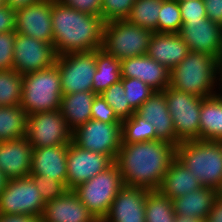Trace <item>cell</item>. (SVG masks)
I'll return each instance as SVG.
<instances>
[{
    "label": "cell",
    "mask_w": 222,
    "mask_h": 222,
    "mask_svg": "<svg viewBox=\"0 0 222 222\" xmlns=\"http://www.w3.org/2000/svg\"><path fill=\"white\" fill-rule=\"evenodd\" d=\"M179 8L182 24L186 21H199L207 18L204 0L179 2Z\"/></svg>",
    "instance_id": "60d3db41"
},
{
    "label": "cell",
    "mask_w": 222,
    "mask_h": 222,
    "mask_svg": "<svg viewBox=\"0 0 222 222\" xmlns=\"http://www.w3.org/2000/svg\"><path fill=\"white\" fill-rule=\"evenodd\" d=\"M100 95L109 104V106L114 109L115 114L121 121L130 118L135 113L127 101L125 89L121 81L112 84Z\"/></svg>",
    "instance_id": "e575fe53"
},
{
    "label": "cell",
    "mask_w": 222,
    "mask_h": 222,
    "mask_svg": "<svg viewBox=\"0 0 222 222\" xmlns=\"http://www.w3.org/2000/svg\"><path fill=\"white\" fill-rule=\"evenodd\" d=\"M148 190L124 186L101 222H146L145 200Z\"/></svg>",
    "instance_id": "ac0fdd59"
},
{
    "label": "cell",
    "mask_w": 222,
    "mask_h": 222,
    "mask_svg": "<svg viewBox=\"0 0 222 222\" xmlns=\"http://www.w3.org/2000/svg\"><path fill=\"white\" fill-rule=\"evenodd\" d=\"M153 32L129 23L126 19L104 24L103 45L109 55L119 61L147 53Z\"/></svg>",
    "instance_id": "8992f818"
},
{
    "label": "cell",
    "mask_w": 222,
    "mask_h": 222,
    "mask_svg": "<svg viewBox=\"0 0 222 222\" xmlns=\"http://www.w3.org/2000/svg\"><path fill=\"white\" fill-rule=\"evenodd\" d=\"M16 12L7 5L0 7V33L15 31Z\"/></svg>",
    "instance_id": "7bdbcfd3"
},
{
    "label": "cell",
    "mask_w": 222,
    "mask_h": 222,
    "mask_svg": "<svg viewBox=\"0 0 222 222\" xmlns=\"http://www.w3.org/2000/svg\"><path fill=\"white\" fill-rule=\"evenodd\" d=\"M189 53V48L178 33H153L146 55L169 71Z\"/></svg>",
    "instance_id": "603a6c76"
},
{
    "label": "cell",
    "mask_w": 222,
    "mask_h": 222,
    "mask_svg": "<svg viewBox=\"0 0 222 222\" xmlns=\"http://www.w3.org/2000/svg\"><path fill=\"white\" fill-rule=\"evenodd\" d=\"M178 2H186V1H193V0H176Z\"/></svg>",
    "instance_id": "11a10c76"
},
{
    "label": "cell",
    "mask_w": 222,
    "mask_h": 222,
    "mask_svg": "<svg viewBox=\"0 0 222 222\" xmlns=\"http://www.w3.org/2000/svg\"><path fill=\"white\" fill-rule=\"evenodd\" d=\"M23 75L13 70L0 71V107L20 105Z\"/></svg>",
    "instance_id": "d6a6232c"
},
{
    "label": "cell",
    "mask_w": 222,
    "mask_h": 222,
    "mask_svg": "<svg viewBox=\"0 0 222 222\" xmlns=\"http://www.w3.org/2000/svg\"><path fill=\"white\" fill-rule=\"evenodd\" d=\"M7 181L8 178L6 177V175L1 172L0 170V195L3 192V190L5 189L6 185H7Z\"/></svg>",
    "instance_id": "681fc988"
},
{
    "label": "cell",
    "mask_w": 222,
    "mask_h": 222,
    "mask_svg": "<svg viewBox=\"0 0 222 222\" xmlns=\"http://www.w3.org/2000/svg\"><path fill=\"white\" fill-rule=\"evenodd\" d=\"M41 0H5V4L13 10L24 8Z\"/></svg>",
    "instance_id": "7dc6e473"
},
{
    "label": "cell",
    "mask_w": 222,
    "mask_h": 222,
    "mask_svg": "<svg viewBox=\"0 0 222 222\" xmlns=\"http://www.w3.org/2000/svg\"><path fill=\"white\" fill-rule=\"evenodd\" d=\"M217 196L222 199V185H221V187L217 190Z\"/></svg>",
    "instance_id": "f5cc1de1"
},
{
    "label": "cell",
    "mask_w": 222,
    "mask_h": 222,
    "mask_svg": "<svg viewBox=\"0 0 222 222\" xmlns=\"http://www.w3.org/2000/svg\"><path fill=\"white\" fill-rule=\"evenodd\" d=\"M121 80L120 61L104 49H96V72L92 91L101 94L108 87Z\"/></svg>",
    "instance_id": "83f0119b"
},
{
    "label": "cell",
    "mask_w": 222,
    "mask_h": 222,
    "mask_svg": "<svg viewBox=\"0 0 222 222\" xmlns=\"http://www.w3.org/2000/svg\"><path fill=\"white\" fill-rule=\"evenodd\" d=\"M173 201L163 196L158 190L148 191L145 200L146 222H174Z\"/></svg>",
    "instance_id": "4dcf8cb0"
},
{
    "label": "cell",
    "mask_w": 222,
    "mask_h": 222,
    "mask_svg": "<svg viewBox=\"0 0 222 222\" xmlns=\"http://www.w3.org/2000/svg\"><path fill=\"white\" fill-rule=\"evenodd\" d=\"M67 151L68 145L33 148L29 175L51 177L67 185Z\"/></svg>",
    "instance_id": "7402d4cb"
},
{
    "label": "cell",
    "mask_w": 222,
    "mask_h": 222,
    "mask_svg": "<svg viewBox=\"0 0 222 222\" xmlns=\"http://www.w3.org/2000/svg\"><path fill=\"white\" fill-rule=\"evenodd\" d=\"M53 47L56 55L102 49V17L83 13L52 0Z\"/></svg>",
    "instance_id": "7a4b0ae2"
},
{
    "label": "cell",
    "mask_w": 222,
    "mask_h": 222,
    "mask_svg": "<svg viewBox=\"0 0 222 222\" xmlns=\"http://www.w3.org/2000/svg\"><path fill=\"white\" fill-rule=\"evenodd\" d=\"M121 78H136L155 91L170 85V71L146 54L120 61Z\"/></svg>",
    "instance_id": "e0dca14e"
},
{
    "label": "cell",
    "mask_w": 222,
    "mask_h": 222,
    "mask_svg": "<svg viewBox=\"0 0 222 222\" xmlns=\"http://www.w3.org/2000/svg\"><path fill=\"white\" fill-rule=\"evenodd\" d=\"M136 113L154 126L156 140H163L177 147L173 119L168 111L163 91H155Z\"/></svg>",
    "instance_id": "44dd1931"
},
{
    "label": "cell",
    "mask_w": 222,
    "mask_h": 222,
    "mask_svg": "<svg viewBox=\"0 0 222 222\" xmlns=\"http://www.w3.org/2000/svg\"><path fill=\"white\" fill-rule=\"evenodd\" d=\"M218 75V62L214 56L189 51L187 56L170 71L169 86L206 98L218 93Z\"/></svg>",
    "instance_id": "3957f363"
},
{
    "label": "cell",
    "mask_w": 222,
    "mask_h": 222,
    "mask_svg": "<svg viewBox=\"0 0 222 222\" xmlns=\"http://www.w3.org/2000/svg\"><path fill=\"white\" fill-rule=\"evenodd\" d=\"M0 222H41L40 218H36L30 215H1Z\"/></svg>",
    "instance_id": "bcb514c9"
},
{
    "label": "cell",
    "mask_w": 222,
    "mask_h": 222,
    "mask_svg": "<svg viewBox=\"0 0 222 222\" xmlns=\"http://www.w3.org/2000/svg\"><path fill=\"white\" fill-rule=\"evenodd\" d=\"M217 197V190L202 186L200 189L174 198V212L180 216H193L207 220L210 209Z\"/></svg>",
    "instance_id": "d4e9b609"
},
{
    "label": "cell",
    "mask_w": 222,
    "mask_h": 222,
    "mask_svg": "<svg viewBox=\"0 0 222 222\" xmlns=\"http://www.w3.org/2000/svg\"><path fill=\"white\" fill-rule=\"evenodd\" d=\"M217 94L222 98V70H219V75H218V93Z\"/></svg>",
    "instance_id": "816d5d0a"
},
{
    "label": "cell",
    "mask_w": 222,
    "mask_h": 222,
    "mask_svg": "<svg viewBox=\"0 0 222 222\" xmlns=\"http://www.w3.org/2000/svg\"><path fill=\"white\" fill-rule=\"evenodd\" d=\"M201 187V183L191 174V171L175 158L163 176L158 191L163 196L173 200L174 198L198 190Z\"/></svg>",
    "instance_id": "cb8c5ba5"
},
{
    "label": "cell",
    "mask_w": 222,
    "mask_h": 222,
    "mask_svg": "<svg viewBox=\"0 0 222 222\" xmlns=\"http://www.w3.org/2000/svg\"><path fill=\"white\" fill-rule=\"evenodd\" d=\"M114 163L109 155L85 150L70 142L67 151L68 190L92 179Z\"/></svg>",
    "instance_id": "5bb4252c"
},
{
    "label": "cell",
    "mask_w": 222,
    "mask_h": 222,
    "mask_svg": "<svg viewBox=\"0 0 222 222\" xmlns=\"http://www.w3.org/2000/svg\"><path fill=\"white\" fill-rule=\"evenodd\" d=\"M161 4L162 0H136L126 20L136 26L157 33Z\"/></svg>",
    "instance_id": "f546056e"
},
{
    "label": "cell",
    "mask_w": 222,
    "mask_h": 222,
    "mask_svg": "<svg viewBox=\"0 0 222 222\" xmlns=\"http://www.w3.org/2000/svg\"><path fill=\"white\" fill-rule=\"evenodd\" d=\"M208 222H222V199L218 196L210 209L208 215Z\"/></svg>",
    "instance_id": "f6af8a7d"
},
{
    "label": "cell",
    "mask_w": 222,
    "mask_h": 222,
    "mask_svg": "<svg viewBox=\"0 0 222 222\" xmlns=\"http://www.w3.org/2000/svg\"><path fill=\"white\" fill-rule=\"evenodd\" d=\"M51 8L52 0H41L16 9V33L53 45Z\"/></svg>",
    "instance_id": "9a60e30c"
},
{
    "label": "cell",
    "mask_w": 222,
    "mask_h": 222,
    "mask_svg": "<svg viewBox=\"0 0 222 222\" xmlns=\"http://www.w3.org/2000/svg\"><path fill=\"white\" fill-rule=\"evenodd\" d=\"M168 111L173 119L177 146L200 139L199 115L203 98L168 86L164 91Z\"/></svg>",
    "instance_id": "ba28073f"
},
{
    "label": "cell",
    "mask_w": 222,
    "mask_h": 222,
    "mask_svg": "<svg viewBox=\"0 0 222 222\" xmlns=\"http://www.w3.org/2000/svg\"><path fill=\"white\" fill-rule=\"evenodd\" d=\"M44 207L45 202L30 176L8 179L0 195L1 215L22 214L41 218Z\"/></svg>",
    "instance_id": "30bf717a"
},
{
    "label": "cell",
    "mask_w": 222,
    "mask_h": 222,
    "mask_svg": "<svg viewBox=\"0 0 222 222\" xmlns=\"http://www.w3.org/2000/svg\"><path fill=\"white\" fill-rule=\"evenodd\" d=\"M72 143L85 150L109 155L115 161L122 144L121 123L91 119L73 130Z\"/></svg>",
    "instance_id": "7c38bea8"
},
{
    "label": "cell",
    "mask_w": 222,
    "mask_h": 222,
    "mask_svg": "<svg viewBox=\"0 0 222 222\" xmlns=\"http://www.w3.org/2000/svg\"><path fill=\"white\" fill-rule=\"evenodd\" d=\"M16 31L0 33V71L13 70Z\"/></svg>",
    "instance_id": "f35d334b"
},
{
    "label": "cell",
    "mask_w": 222,
    "mask_h": 222,
    "mask_svg": "<svg viewBox=\"0 0 222 222\" xmlns=\"http://www.w3.org/2000/svg\"><path fill=\"white\" fill-rule=\"evenodd\" d=\"M199 116L200 139L222 141V98L218 94L203 98Z\"/></svg>",
    "instance_id": "4316f807"
},
{
    "label": "cell",
    "mask_w": 222,
    "mask_h": 222,
    "mask_svg": "<svg viewBox=\"0 0 222 222\" xmlns=\"http://www.w3.org/2000/svg\"><path fill=\"white\" fill-rule=\"evenodd\" d=\"M96 95L93 91L62 95L60 112L72 130L91 120V106Z\"/></svg>",
    "instance_id": "484cf974"
},
{
    "label": "cell",
    "mask_w": 222,
    "mask_h": 222,
    "mask_svg": "<svg viewBox=\"0 0 222 222\" xmlns=\"http://www.w3.org/2000/svg\"><path fill=\"white\" fill-rule=\"evenodd\" d=\"M207 18L222 27V0H204Z\"/></svg>",
    "instance_id": "ee69618b"
},
{
    "label": "cell",
    "mask_w": 222,
    "mask_h": 222,
    "mask_svg": "<svg viewBox=\"0 0 222 222\" xmlns=\"http://www.w3.org/2000/svg\"><path fill=\"white\" fill-rule=\"evenodd\" d=\"M27 117L21 105L0 107V141L25 137Z\"/></svg>",
    "instance_id": "f1b7e54d"
},
{
    "label": "cell",
    "mask_w": 222,
    "mask_h": 222,
    "mask_svg": "<svg viewBox=\"0 0 222 222\" xmlns=\"http://www.w3.org/2000/svg\"><path fill=\"white\" fill-rule=\"evenodd\" d=\"M41 222H100L73 190L45 203Z\"/></svg>",
    "instance_id": "d6986e66"
},
{
    "label": "cell",
    "mask_w": 222,
    "mask_h": 222,
    "mask_svg": "<svg viewBox=\"0 0 222 222\" xmlns=\"http://www.w3.org/2000/svg\"><path fill=\"white\" fill-rule=\"evenodd\" d=\"M182 26L179 2L162 0L158 16L157 33H178Z\"/></svg>",
    "instance_id": "836d02e7"
},
{
    "label": "cell",
    "mask_w": 222,
    "mask_h": 222,
    "mask_svg": "<svg viewBox=\"0 0 222 222\" xmlns=\"http://www.w3.org/2000/svg\"><path fill=\"white\" fill-rule=\"evenodd\" d=\"M62 95L92 91L96 72V50L75 52L56 57Z\"/></svg>",
    "instance_id": "9c48e42d"
},
{
    "label": "cell",
    "mask_w": 222,
    "mask_h": 222,
    "mask_svg": "<svg viewBox=\"0 0 222 222\" xmlns=\"http://www.w3.org/2000/svg\"><path fill=\"white\" fill-rule=\"evenodd\" d=\"M52 44L16 33L13 69L22 75L47 69L56 62Z\"/></svg>",
    "instance_id": "4fadbf2b"
},
{
    "label": "cell",
    "mask_w": 222,
    "mask_h": 222,
    "mask_svg": "<svg viewBox=\"0 0 222 222\" xmlns=\"http://www.w3.org/2000/svg\"><path fill=\"white\" fill-rule=\"evenodd\" d=\"M217 62H218L219 70H222V28H221V45H220V50L217 57Z\"/></svg>",
    "instance_id": "f907efd6"
},
{
    "label": "cell",
    "mask_w": 222,
    "mask_h": 222,
    "mask_svg": "<svg viewBox=\"0 0 222 222\" xmlns=\"http://www.w3.org/2000/svg\"><path fill=\"white\" fill-rule=\"evenodd\" d=\"M176 158V146L163 140L122 143L115 159L124 186L158 190Z\"/></svg>",
    "instance_id": "6da1fadb"
},
{
    "label": "cell",
    "mask_w": 222,
    "mask_h": 222,
    "mask_svg": "<svg viewBox=\"0 0 222 222\" xmlns=\"http://www.w3.org/2000/svg\"><path fill=\"white\" fill-rule=\"evenodd\" d=\"M62 90L60 72L53 66L23 75L22 109L27 116L60 110Z\"/></svg>",
    "instance_id": "5b68a950"
},
{
    "label": "cell",
    "mask_w": 222,
    "mask_h": 222,
    "mask_svg": "<svg viewBox=\"0 0 222 222\" xmlns=\"http://www.w3.org/2000/svg\"><path fill=\"white\" fill-rule=\"evenodd\" d=\"M73 130L60 110L38 112L27 117L26 138L33 148L68 145Z\"/></svg>",
    "instance_id": "8fae6325"
},
{
    "label": "cell",
    "mask_w": 222,
    "mask_h": 222,
    "mask_svg": "<svg viewBox=\"0 0 222 222\" xmlns=\"http://www.w3.org/2000/svg\"><path fill=\"white\" fill-rule=\"evenodd\" d=\"M91 119L104 123H122L117 117L114 109L98 94L94 98L91 106Z\"/></svg>",
    "instance_id": "ab89813d"
},
{
    "label": "cell",
    "mask_w": 222,
    "mask_h": 222,
    "mask_svg": "<svg viewBox=\"0 0 222 222\" xmlns=\"http://www.w3.org/2000/svg\"><path fill=\"white\" fill-rule=\"evenodd\" d=\"M136 0H102L101 17L106 22L124 20L131 12Z\"/></svg>",
    "instance_id": "8d00e7d4"
},
{
    "label": "cell",
    "mask_w": 222,
    "mask_h": 222,
    "mask_svg": "<svg viewBox=\"0 0 222 222\" xmlns=\"http://www.w3.org/2000/svg\"><path fill=\"white\" fill-rule=\"evenodd\" d=\"M122 143L148 142L156 140L154 126L136 112L121 123Z\"/></svg>",
    "instance_id": "1f68e13d"
},
{
    "label": "cell",
    "mask_w": 222,
    "mask_h": 222,
    "mask_svg": "<svg viewBox=\"0 0 222 222\" xmlns=\"http://www.w3.org/2000/svg\"><path fill=\"white\" fill-rule=\"evenodd\" d=\"M123 187L121 172L114 163L92 179L78 185L73 191L86 208L101 222L108 214L117 193Z\"/></svg>",
    "instance_id": "52a82bcc"
},
{
    "label": "cell",
    "mask_w": 222,
    "mask_h": 222,
    "mask_svg": "<svg viewBox=\"0 0 222 222\" xmlns=\"http://www.w3.org/2000/svg\"><path fill=\"white\" fill-rule=\"evenodd\" d=\"M36 184L42 199L46 203L49 200H54L63 195L67 190V185L64 182H59L53 178L40 175H29Z\"/></svg>",
    "instance_id": "74e56055"
},
{
    "label": "cell",
    "mask_w": 222,
    "mask_h": 222,
    "mask_svg": "<svg viewBox=\"0 0 222 222\" xmlns=\"http://www.w3.org/2000/svg\"><path fill=\"white\" fill-rule=\"evenodd\" d=\"M174 222H204V220L198 219L193 216L187 217V216H180L176 214Z\"/></svg>",
    "instance_id": "c3c4849f"
},
{
    "label": "cell",
    "mask_w": 222,
    "mask_h": 222,
    "mask_svg": "<svg viewBox=\"0 0 222 222\" xmlns=\"http://www.w3.org/2000/svg\"><path fill=\"white\" fill-rule=\"evenodd\" d=\"M33 147L26 137L0 141V170L8 179L28 177Z\"/></svg>",
    "instance_id": "ffe728a7"
},
{
    "label": "cell",
    "mask_w": 222,
    "mask_h": 222,
    "mask_svg": "<svg viewBox=\"0 0 222 222\" xmlns=\"http://www.w3.org/2000/svg\"><path fill=\"white\" fill-rule=\"evenodd\" d=\"M77 11L101 17L102 0H58Z\"/></svg>",
    "instance_id": "b9f144b4"
},
{
    "label": "cell",
    "mask_w": 222,
    "mask_h": 222,
    "mask_svg": "<svg viewBox=\"0 0 222 222\" xmlns=\"http://www.w3.org/2000/svg\"><path fill=\"white\" fill-rule=\"evenodd\" d=\"M221 28L206 18L184 22L178 34L187 44L189 51L209 54L217 59L221 45Z\"/></svg>",
    "instance_id": "2e32d148"
},
{
    "label": "cell",
    "mask_w": 222,
    "mask_h": 222,
    "mask_svg": "<svg viewBox=\"0 0 222 222\" xmlns=\"http://www.w3.org/2000/svg\"><path fill=\"white\" fill-rule=\"evenodd\" d=\"M130 107L138 108L155 92L150 86L136 78H121Z\"/></svg>",
    "instance_id": "d590c367"
},
{
    "label": "cell",
    "mask_w": 222,
    "mask_h": 222,
    "mask_svg": "<svg viewBox=\"0 0 222 222\" xmlns=\"http://www.w3.org/2000/svg\"><path fill=\"white\" fill-rule=\"evenodd\" d=\"M176 159L204 187L218 190L222 185V141L192 140L176 147Z\"/></svg>",
    "instance_id": "277c9868"
},
{
    "label": "cell",
    "mask_w": 222,
    "mask_h": 222,
    "mask_svg": "<svg viewBox=\"0 0 222 222\" xmlns=\"http://www.w3.org/2000/svg\"><path fill=\"white\" fill-rule=\"evenodd\" d=\"M4 5H6V4H5V0H0V7H1V6H4Z\"/></svg>",
    "instance_id": "db71d44e"
}]
</instances>
